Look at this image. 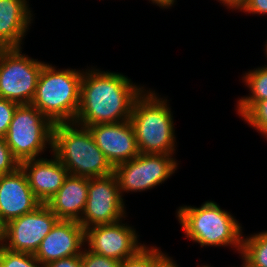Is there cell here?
<instances>
[{
    "mask_svg": "<svg viewBox=\"0 0 267 267\" xmlns=\"http://www.w3.org/2000/svg\"><path fill=\"white\" fill-rule=\"evenodd\" d=\"M127 76L86 69L80 85V103L74 123L83 127L130 120L133 103L144 91Z\"/></svg>",
    "mask_w": 267,
    "mask_h": 267,
    "instance_id": "6da1fadb",
    "label": "cell"
},
{
    "mask_svg": "<svg viewBox=\"0 0 267 267\" xmlns=\"http://www.w3.org/2000/svg\"><path fill=\"white\" fill-rule=\"evenodd\" d=\"M145 90L133 103L130 122L134 128L139 153L174 154L176 136L173 114L167 99Z\"/></svg>",
    "mask_w": 267,
    "mask_h": 267,
    "instance_id": "7a4b0ae2",
    "label": "cell"
},
{
    "mask_svg": "<svg viewBox=\"0 0 267 267\" xmlns=\"http://www.w3.org/2000/svg\"><path fill=\"white\" fill-rule=\"evenodd\" d=\"M52 153L69 175L93 178L114 172L89 128L74 122L54 124Z\"/></svg>",
    "mask_w": 267,
    "mask_h": 267,
    "instance_id": "3957f363",
    "label": "cell"
},
{
    "mask_svg": "<svg viewBox=\"0 0 267 267\" xmlns=\"http://www.w3.org/2000/svg\"><path fill=\"white\" fill-rule=\"evenodd\" d=\"M176 213L187 239L199 243L201 247L231 246L241 253V224L216 202L208 200L200 207L180 206Z\"/></svg>",
    "mask_w": 267,
    "mask_h": 267,
    "instance_id": "277c9868",
    "label": "cell"
},
{
    "mask_svg": "<svg viewBox=\"0 0 267 267\" xmlns=\"http://www.w3.org/2000/svg\"><path fill=\"white\" fill-rule=\"evenodd\" d=\"M84 71L59 69L45 63L31 104L53 124L74 122Z\"/></svg>",
    "mask_w": 267,
    "mask_h": 267,
    "instance_id": "5b68a950",
    "label": "cell"
},
{
    "mask_svg": "<svg viewBox=\"0 0 267 267\" xmlns=\"http://www.w3.org/2000/svg\"><path fill=\"white\" fill-rule=\"evenodd\" d=\"M54 124L32 104L18 105L4 137L19 162L41 158L47 146L52 152Z\"/></svg>",
    "mask_w": 267,
    "mask_h": 267,
    "instance_id": "8992f818",
    "label": "cell"
},
{
    "mask_svg": "<svg viewBox=\"0 0 267 267\" xmlns=\"http://www.w3.org/2000/svg\"><path fill=\"white\" fill-rule=\"evenodd\" d=\"M44 64L22 54L21 47L8 48L0 56V97L31 104Z\"/></svg>",
    "mask_w": 267,
    "mask_h": 267,
    "instance_id": "52a82bcc",
    "label": "cell"
},
{
    "mask_svg": "<svg viewBox=\"0 0 267 267\" xmlns=\"http://www.w3.org/2000/svg\"><path fill=\"white\" fill-rule=\"evenodd\" d=\"M173 154H142L114 168L121 193L142 192L162 184L177 170Z\"/></svg>",
    "mask_w": 267,
    "mask_h": 267,
    "instance_id": "ba28073f",
    "label": "cell"
},
{
    "mask_svg": "<svg viewBox=\"0 0 267 267\" xmlns=\"http://www.w3.org/2000/svg\"><path fill=\"white\" fill-rule=\"evenodd\" d=\"M58 220L46 204H41L33 212L14 218L3 225L0 244L14 252L34 255L43 238Z\"/></svg>",
    "mask_w": 267,
    "mask_h": 267,
    "instance_id": "9c48e42d",
    "label": "cell"
},
{
    "mask_svg": "<svg viewBox=\"0 0 267 267\" xmlns=\"http://www.w3.org/2000/svg\"><path fill=\"white\" fill-rule=\"evenodd\" d=\"M122 197L114 173L89 178L87 203L79 223L86 230L123 220L126 207Z\"/></svg>",
    "mask_w": 267,
    "mask_h": 267,
    "instance_id": "30bf717a",
    "label": "cell"
},
{
    "mask_svg": "<svg viewBox=\"0 0 267 267\" xmlns=\"http://www.w3.org/2000/svg\"><path fill=\"white\" fill-rule=\"evenodd\" d=\"M138 236L135 228L120 220L86 229L85 244L87 249L95 254L122 262L145 247V244L138 242Z\"/></svg>",
    "mask_w": 267,
    "mask_h": 267,
    "instance_id": "8fae6325",
    "label": "cell"
},
{
    "mask_svg": "<svg viewBox=\"0 0 267 267\" xmlns=\"http://www.w3.org/2000/svg\"><path fill=\"white\" fill-rule=\"evenodd\" d=\"M88 128L96 145L113 168L139 154L134 128L130 120L96 124Z\"/></svg>",
    "mask_w": 267,
    "mask_h": 267,
    "instance_id": "7c38bea8",
    "label": "cell"
},
{
    "mask_svg": "<svg viewBox=\"0 0 267 267\" xmlns=\"http://www.w3.org/2000/svg\"><path fill=\"white\" fill-rule=\"evenodd\" d=\"M42 203L31 190L21 167L0 175V224L36 210Z\"/></svg>",
    "mask_w": 267,
    "mask_h": 267,
    "instance_id": "4fadbf2b",
    "label": "cell"
},
{
    "mask_svg": "<svg viewBox=\"0 0 267 267\" xmlns=\"http://www.w3.org/2000/svg\"><path fill=\"white\" fill-rule=\"evenodd\" d=\"M85 245V229L79 222L58 220L34 256L45 266L62 258L81 255Z\"/></svg>",
    "mask_w": 267,
    "mask_h": 267,
    "instance_id": "5bb4252c",
    "label": "cell"
},
{
    "mask_svg": "<svg viewBox=\"0 0 267 267\" xmlns=\"http://www.w3.org/2000/svg\"><path fill=\"white\" fill-rule=\"evenodd\" d=\"M51 154L53 159L42 157L20 163L31 190L42 204H46L58 192L69 175L59 159Z\"/></svg>",
    "mask_w": 267,
    "mask_h": 267,
    "instance_id": "9a60e30c",
    "label": "cell"
},
{
    "mask_svg": "<svg viewBox=\"0 0 267 267\" xmlns=\"http://www.w3.org/2000/svg\"><path fill=\"white\" fill-rule=\"evenodd\" d=\"M89 178L68 175L63 186L46 203L59 220L79 222L87 203Z\"/></svg>",
    "mask_w": 267,
    "mask_h": 267,
    "instance_id": "2e32d148",
    "label": "cell"
},
{
    "mask_svg": "<svg viewBox=\"0 0 267 267\" xmlns=\"http://www.w3.org/2000/svg\"><path fill=\"white\" fill-rule=\"evenodd\" d=\"M27 2L0 0V40L7 48L22 47L33 16Z\"/></svg>",
    "mask_w": 267,
    "mask_h": 267,
    "instance_id": "e0dca14e",
    "label": "cell"
},
{
    "mask_svg": "<svg viewBox=\"0 0 267 267\" xmlns=\"http://www.w3.org/2000/svg\"><path fill=\"white\" fill-rule=\"evenodd\" d=\"M243 81L251 94L237 101V114L243 116L256 102L267 100V65L246 72Z\"/></svg>",
    "mask_w": 267,
    "mask_h": 267,
    "instance_id": "ac0fdd59",
    "label": "cell"
},
{
    "mask_svg": "<svg viewBox=\"0 0 267 267\" xmlns=\"http://www.w3.org/2000/svg\"><path fill=\"white\" fill-rule=\"evenodd\" d=\"M240 255L244 266L267 267V231L244 236Z\"/></svg>",
    "mask_w": 267,
    "mask_h": 267,
    "instance_id": "d6986e66",
    "label": "cell"
},
{
    "mask_svg": "<svg viewBox=\"0 0 267 267\" xmlns=\"http://www.w3.org/2000/svg\"><path fill=\"white\" fill-rule=\"evenodd\" d=\"M159 249L145 246L135 256L123 260L119 267H162L170 257Z\"/></svg>",
    "mask_w": 267,
    "mask_h": 267,
    "instance_id": "ffe728a7",
    "label": "cell"
},
{
    "mask_svg": "<svg viewBox=\"0 0 267 267\" xmlns=\"http://www.w3.org/2000/svg\"><path fill=\"white\" fill-rule=\"evenodd\" d=\"M0 267H45L33 254L14 252L0 244Z\"/></svg>",
    "mask_w": 267,
    "mask_h": 267,
    "instance_id": "44dd1931",
    "label": "cell"
},
{
    "mask_svg": "<svg viewBox=\"0 0 267 267\" xmlns=\"http://www.w3.org/2000/svg\"><path fill=\"white\" fill-rule=\"evenodd\" d=\"M241 118L267 138V100L256 102Z\"/></svg>",
    "mask_w": 267,
    "mask_h": 267,
    "instance_id": "7402d4cb",
    "label": "cell"
},
{
    "mask_svg": "<svg viewBox=\"0 0 267 267\" xmlns=\"http://www.w3.org/2000/svg\"><path fill=\"white\" fill-rule=\"evenodd\" d=\"M82 267H119L120 261L95 254L85 248L81 254Z\"/></svg>",
    "mask_w": 267,
    "mask_h": 267,
    "instance_id": "603a6c76",
    "label": "cell"
},
{
    "mask_svg": "<svg viewBox=\"0 0 267 267\" xmlns=\"http://www.w3.org/2000/svg\"><path fill=\"white\" fill-rule=\"evenodd\" d=\"M18 105L13 101L0 97V138L5 137Z\"/></svg>",
    "mask_w": 267,
    "mask_h": 267,
    "instance_id": "cb8c5ba5",
    "label": "cell"
},
{
    "mask_svg": "<svg viewBox=\"0 0 267 267\" xmlns=\"http://www.w3.org/2000/svg\"><path fill=\"white\" fill-rule=\"evenodd\" d=\"M20 163L13 157L4 138H0V175L14 172Z\"/></svg>",
    "mask_w": 267,
    "mask_h": 267,
    "instance_id": "d4e9b609",
    "label": "cell"
},
{
    "mask_svg": "<svg viewBox=\"0 0 267 267\" xmlns=\"http://www.w3.org/2000/svg\"><path fill=\"white\" fill-rule=\"evenodd\" d=\"M240 11L252 14H267V0H245Z\"/></svg>",
    "mask_w": 267,
    "mask_h": 267,
    "instance_id": "484cf974",
    "label": "cell"
},
{
    "mask_svg": "<svg viewBox=\"0 0 267 267\" xmlns=\"http://www.w3.org/2000/svg\"><path fill=\"white\" fill-rule=\"evenodd\" d=\"M45 267H82L81 255L62 258L48 263Z\"/></svg>",
    "mask_w": 267,
    "mask_h": 267,
    "instance_id": "4316f807",
    "label": "cell"
},
{
    "mask_svg": "<svg viewBox=\"0 0 267 267\" xmlns=\"http://www.w3.org/2000/svg\"><path fill=\"white\" fill-rule=\"evenodd\" d=\"M221 2L223 5L227 7V9H233V10H238L241 8L245 0H218Z\"/></svg>",
    "mask_w": 267,
    "mask_h": 267,
    "instance_id": "83f0119b",
    "label": "cell"
},
{
    "mask_svg": "<svg viewBox=\"0 0 267 267\" xmlns=\"http://www.w3.org/2000/svg\"><path fill=\"white\" fill-rule=\"evenodd\" d=\"M149 1H151L153 4H156L160 8H167V9L173 6V4L176 2V0H149Z\"/></svg>",
    "mask_w": 267,
    "mask_h": 267,
    "instance_id": "f1b7e54d",
    "label": "cell"
},
{
    "mask_svg": "<svg viewBox=\"0 0 267 267\" xmlns=\"http://www.w3.org/2000/svg\"><path fill=\"white\" fill-rule=\"evenodd\" d=\"M162 267H179L172 257Z\"/></svg>",
    "mask_w": 267,
    "mask_h": 267,
    "instance_id": "f546056e",
    "label": "cell"
},
{
    "mask_svg": "<svg viewBox=\"0 0 267 267\" xmlns=\"http://www.w3.org/2000/svg\"><path fill=\"white\" fill-rule=\"evenodd\" d=\"M8 48L1 42L0 40V56L7 50Z\"/></svg>",
    "mask_w": 267,
    "mask_h": 267,
    "instance_id": "4dcf8cb0",
    "label": "cell"
},
{
    "mask_svg": "<svg viewBox=\"0 0 267 267\" xmlns=\"http://www.w3.org/2000/svg\"><path fill=\"white\" fill-rule=\"evenodd\" d=\"M1 238H2V225L0 224V241H1Z\"/></svg>",
    "mask_w": 267,
    "mask_h": 267,
    "instance_id": "1f68e13d",
    "label": "cell"
},
{
    "mask_svg": "<svg viewBox=\"0 0 267 267\" xmlns=\"http://www.w3.org/2000/svg\"><path fill=\"white\" fill-rule=\"evenodd\" d=\"M265 47H266V48H265V52H266L265 54H266V56H267V40H266Z\"/></svg>",
    "mask_w": 267,
    "mask_h": 267,
    "instance_id": "d6a6232c",
    "label": "cell"
},
{
    "mask_svg": "<svg viewBox=\"0 0 267 267\" xmlns=\"http://www.w3.org/2000/svg\"><path fill=\"white\" fill-rule=\"evenodd\" d=\"M200 267H211V266H208V265H201Z\"/></svg>",
    "mask_w": 267,
    "mask_h": 267,
    "instance_id": "836d02e7",
    "label": "cell"
}]
</instances>
